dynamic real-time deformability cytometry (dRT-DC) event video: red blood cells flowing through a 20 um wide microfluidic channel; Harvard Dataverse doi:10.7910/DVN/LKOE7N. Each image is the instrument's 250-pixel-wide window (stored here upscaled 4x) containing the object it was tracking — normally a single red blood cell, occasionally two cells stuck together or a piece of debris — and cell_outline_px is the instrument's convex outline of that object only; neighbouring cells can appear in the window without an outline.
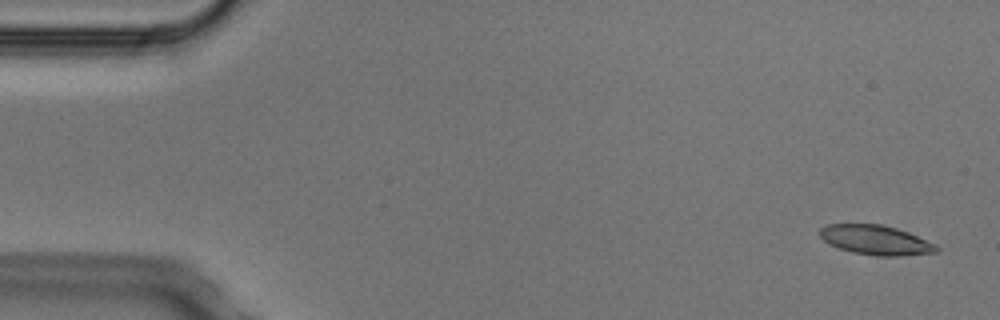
{"species": "Egyptian fruit bat (a non-hibernating species)", "species_latin": "Rousettus aegyptiacus", "temperature_condition": "cold", "stored_images_in_passage": 6, "camera_frame_rate_fps": 3000, "um_per_image_px": 0.085, "animal": {"sex": "male"}, "frame": {"image": 1, "passage_image": 1, "time_ms": 0.0, "image_size_px": [1000, 320], "cell_outline_px": [[940, 248], [936, 252], [900, 256], [876, 256], [852, 252], [828, 244], [820, 236], [820, 228], [828, 224], [880, 224], [896, 228], [908, 232], [936, 244]], "centroid_in_image_um": [74.44, 20.4], "position_along_channel_um": 10.6, "area_um2": 20.06}}
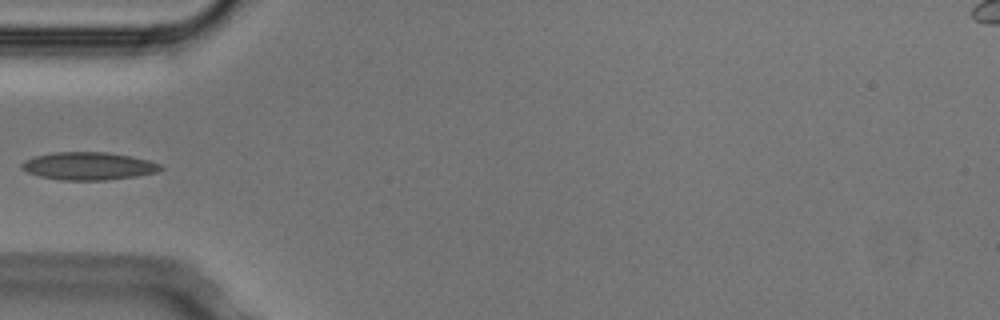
{"frame": {"image": 2, "passage_image": 5, "time_ms": 1.333, "image_size_px": [1000, 320], "cell_outline_px": [[164, 168], [156, 172], [136, 176], [104, 180], [60, 180], [40, 176], [28, 172], [20, 164], [24, 160], [36, 156], [52, 152], [108, 152], [132, 156], [148, 160], [160, 164]], "centroid_in_image_um": [7.54, 14.1], "position_along_channel_um": 77.5, "area_um2": 22.37}}
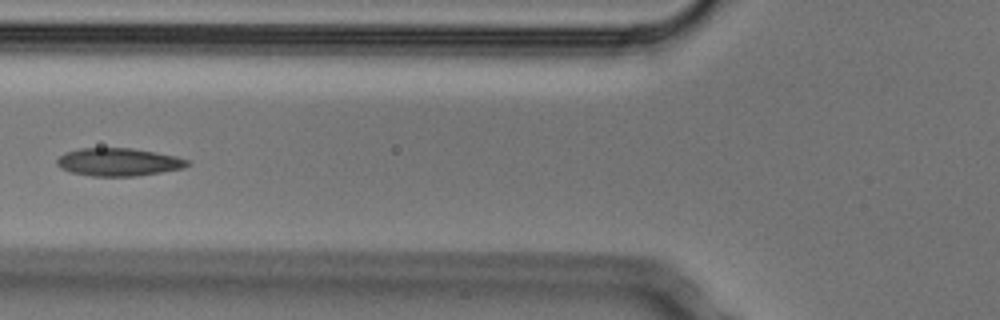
{"frame": {"image": 3, "passage_image": 6, "time_ms": 1.667, "image_size_px": [1000, 320], "cell_outline_px": [[188, 164], [184, 168], [136, 176], [92, 176], [72, 172], [60, 168], [56, 164], [56, 160], [64, 152], [80, 148], [132, 148], [156, 152], [176, 156], [188, 160]], "centroid_in_image_um": [10.04, 13.77], "position_along_channel_um": 115.8, "area_um2": 21.15}}